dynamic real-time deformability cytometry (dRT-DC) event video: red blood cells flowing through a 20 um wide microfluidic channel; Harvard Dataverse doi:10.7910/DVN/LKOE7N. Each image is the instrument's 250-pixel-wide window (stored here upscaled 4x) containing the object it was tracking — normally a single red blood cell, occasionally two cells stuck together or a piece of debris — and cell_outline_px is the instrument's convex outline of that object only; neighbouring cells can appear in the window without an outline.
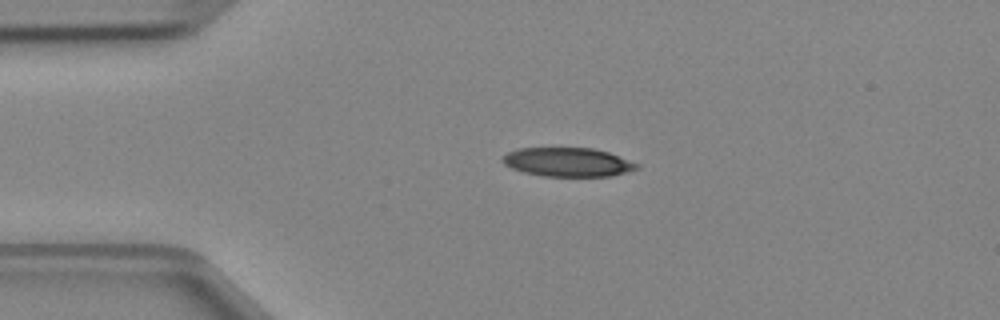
{"species": "Egyptian fruit bat (a non-hibernating species)", "species_latin": "Rousettus aegyptiacus", "temperature_condition": "cold", "stored_images_in_passage": 2, "camera_frame_rate_fps": 3000, "um_per_image_px": 0.085, "animal": {"sex": "female"}, "frame": {"image": 1, "passage_image": 1, "time_ms": 0.0, "image_size_px": [1000, 320], "cell_outline_px": [[640, 168], [628, 172], [608, 176], [544, 176], [524, 172], [512, 168], [504, 164], [500, 160], [508, 152], [516, 148], [592, 148], [608, 152], [640, 164]], "centroid_in_image_um": [48.27, 13.78], "position_along_channel_um": 36.7, "area_um2": 22.6}}